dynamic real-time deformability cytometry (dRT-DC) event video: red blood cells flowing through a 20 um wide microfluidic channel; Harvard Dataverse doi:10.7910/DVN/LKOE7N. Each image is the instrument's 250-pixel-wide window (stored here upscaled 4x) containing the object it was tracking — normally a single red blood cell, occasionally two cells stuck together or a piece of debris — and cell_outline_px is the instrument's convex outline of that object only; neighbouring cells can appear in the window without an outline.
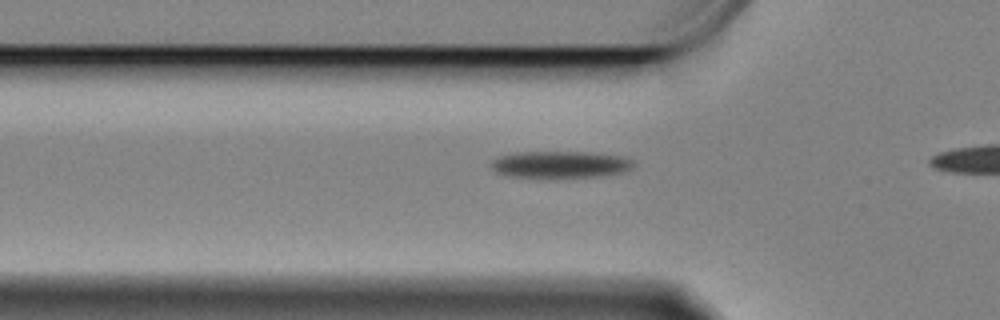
{"species": "Egyptian fruit bat (a non-hibernating species)", "species_latin": "Rousettus aegyptiacus", "temperature_condition": "cold", "stored_images_in_passage": 15, "camera_frame_rate_fps": 3000, "um_per_image_px": 0.085, "animal": {"sex": "female"}, "frame": {"image": 1, "passage_image": 5, "time_ms": 1.333, "image_size_px": [1000, 320], "cell_outline_px": [[632, 168], [624, 172], [604, 176], [508, 176], [496, 172], [492, 168], [492, 160], [500, 156], [524, 152], [584, 152], [620, 156], [632, 160]], "centroid_in_image_um": [47.64, 13.97], "position_along_channel_um": 78.2, "area_um2": 21.56}}
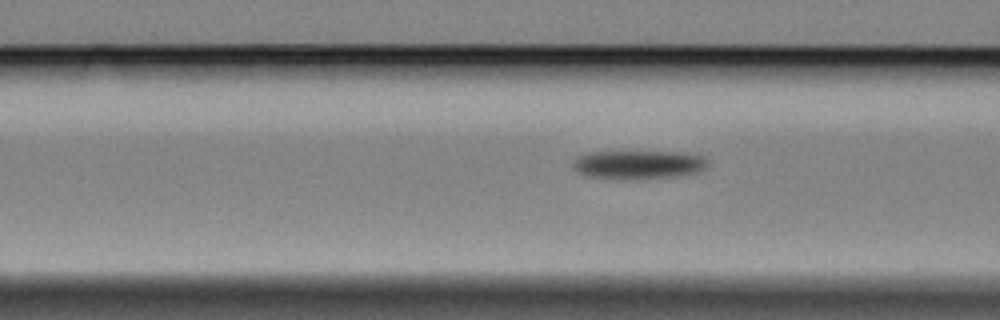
{"frame": {"image": 2, "passage_image": 8, "time_ms": 2.333, "image_size_px": [1000, 320], "cell_outline_px": [[708, 164], [704, 168], [696, 172], [672, 176], [636, 180], [612, 180], [588, 176], [580, 172], [572, 164], [580, 156], [592, 152], [680, 152], [704, 156], [708, 160]], "centroid_in_image_um": [54.28, 14.01], "position_along_channel_um": 112.3, "area_um2": 22.43}}
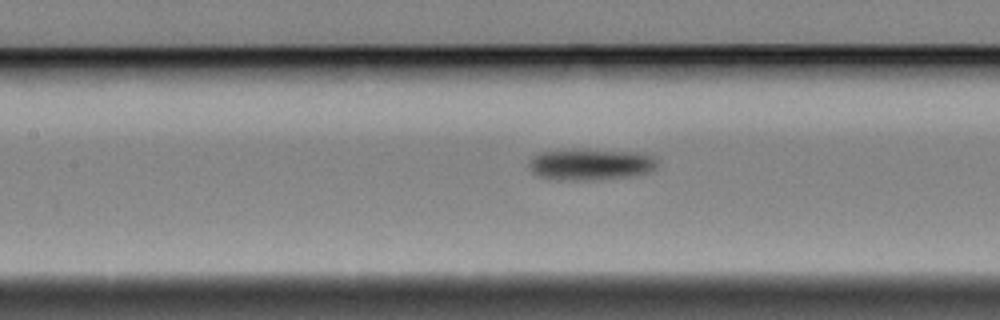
{"frame": {"image": 3, "passage_image": 12, "time_ms": 3.667, "image_size_px": [1000, 320], "cell_outline_px": [[656, 168], [648, 172], [628, 176], [540, 176], [532, 172], [528, 164], [532, 156], [540, 152], [572, 148], [636, 152], [652, 156], [656, 160]], "centroid_in_image_um": [50.21, 13.86], "position_along_channel_um": 157.2, "area_um2": 21.85}}